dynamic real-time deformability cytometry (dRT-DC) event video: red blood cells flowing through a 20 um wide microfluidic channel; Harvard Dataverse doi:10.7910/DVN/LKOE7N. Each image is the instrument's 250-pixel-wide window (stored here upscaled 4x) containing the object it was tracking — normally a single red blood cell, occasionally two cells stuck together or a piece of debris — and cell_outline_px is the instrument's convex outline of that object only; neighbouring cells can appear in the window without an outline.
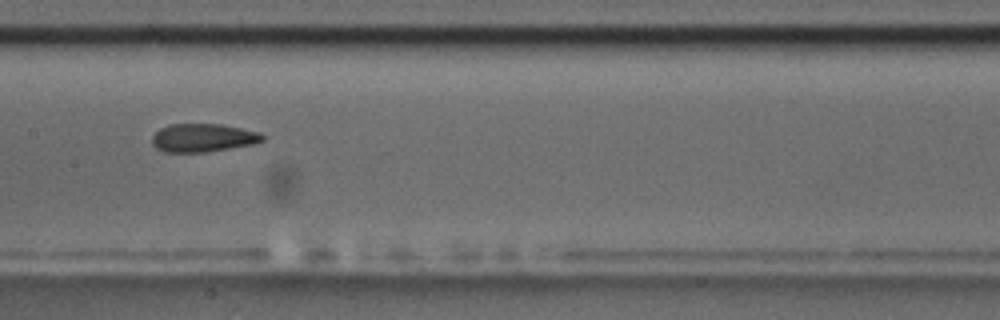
{"species": "common noctule bat (a hibernating species)", "species_latin": "Nyctalus noctula", "temperature_condition": "room temperature", "stored_images_in_passage": 9, "camera_frame_rate_fps": 3000, "um_per_image_px": 0.085, "animal": {"sex": "male", "body_mass_g": 17.5, "forearm_length_mm": 52.3}, "frame": {"image": 1, "passage_image": 6, "time_ms": 5.667, "image_size_px": [1000, 320], "cell_outline_px": [[264, 140], [252, 144], [204, 152], [164, 152], [156, 148], [152, 144], [152, 136], [160, 128], [168, 124], [220, 124], [260, 132], [264, 136]], "centroid_in_image_um": [17.22, 11.71], "position_along_channel_um": 190.2, "area_um2": 18.09}}
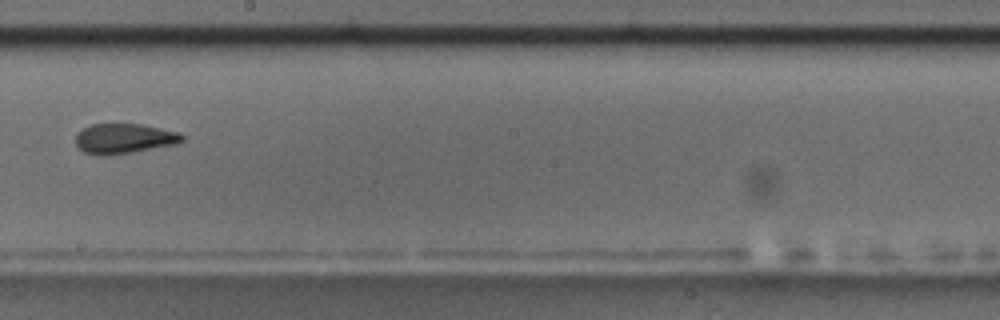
{"frame": {"image": 2, "passage_image": 7, "time_ms": 7.0, "image_size_px": [1000, 320], "cell_outline_px": [[184, 140], [176, 144], [104, 156], [100, 156], [84, 152], [76, 144], [76, 136], [84, 128], [92, 124], [140, 124], [180, 132], [184, 136]], "centroid_in_image_um": [10.56, 11.77], "position_along_channel_um": 237.6, "area_um2": 18.32}}
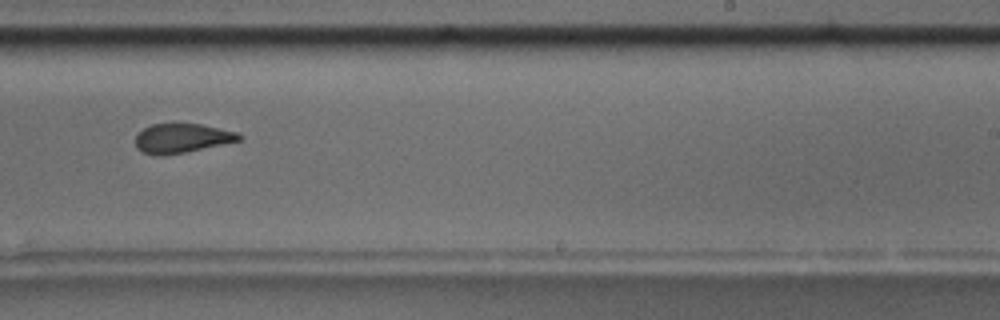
{"frame": {"image": 3, "passage_image": 8, "time_ms": 8.0, "image_size_px": [1000, 320], "cell_outline_px": [[244, 136], [240, 140], [184, 152], [164, 156], [156, 156], [144, 152], [136, 148], [136, 136], [144, 128], [152, 124], [200, 124], [236, 132]], "centroid_in_image_um": [15.44, 11.76], "position_along_channel_um": 273.6, "area_um2": 17.4}}